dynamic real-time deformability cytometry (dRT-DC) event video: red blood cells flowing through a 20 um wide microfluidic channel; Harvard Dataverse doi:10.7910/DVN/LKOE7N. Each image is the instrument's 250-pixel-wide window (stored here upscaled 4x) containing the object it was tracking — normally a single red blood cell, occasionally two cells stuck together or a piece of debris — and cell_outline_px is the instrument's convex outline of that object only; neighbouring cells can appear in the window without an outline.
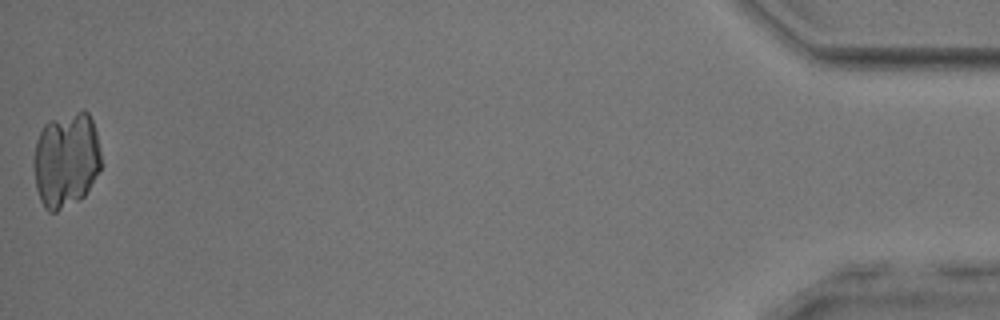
{"species": "common noctule bat (a hibernating species)", "species_latin": "Nyctalus noctula", "temperature_condition": "room temperature", "stored_images_in_passage": 49, "camera_frame_rate_fps": 3000, "um_per_image_px": 0.085, "animal": {"sex": "male", "body_mass_g": 17.9, "forearm_length_mm": 54.2}, "frame": {"image": 1, "passage_image": 49, "time_ms": 16.0, "image_size_px": [1000, 320], "cell_outline_px": [[100, 168], [84, 196], [80, 200], [56, 212], [48, 212], [44, 208], [40, 200], [36, 188], [32, 164], [32, 160], [36, 140], [44, 124], [48, 120], [84, 108], [88, 112], [92, 120], [96, 132], [100, 152]], "centroid_in_image_um": [5.58, 13.58], "position_along_channel_um": 429.6, "area_um2": 37.97}}